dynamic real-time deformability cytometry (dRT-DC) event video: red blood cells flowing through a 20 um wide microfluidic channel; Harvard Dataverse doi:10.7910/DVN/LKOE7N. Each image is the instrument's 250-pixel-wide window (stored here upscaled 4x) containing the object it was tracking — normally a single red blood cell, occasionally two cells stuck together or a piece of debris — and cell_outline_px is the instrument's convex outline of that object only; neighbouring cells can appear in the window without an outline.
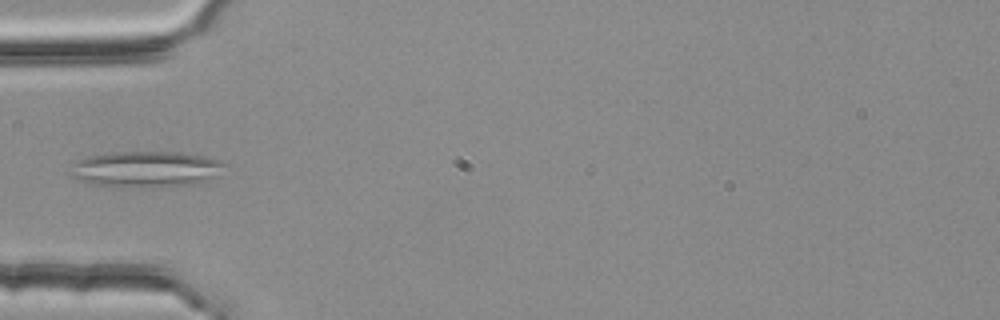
{"species": "common noctule bat (a hibernating species)", "species_latin": "Nyctalus noctula", "temperature_condition": "room temperature", "stored_images_in_passage": 4, "camera_frame_rate_fps": 3000, "um_per_image_px": 0.085, "animal": {"sex": "female", "body_mass_g": 25.1}, "frame": {"image": 1, "passage_image": 4, "time_ms": 1.0, "image_size_px": [1000, 320], "cell_outline_px": [[224, 164], [216, 176], [200, 184], [116, 188], [88, 184], [68, 176], [68, 172], [72, 164], [76, 160], [88, 156], [112, 152], [180, 152], [204, 156], [220, 160]], "centroid_in_image_um": [12.29, 14.39], "position_along_channel_um": 72.7, "area_um2": 32.89}}